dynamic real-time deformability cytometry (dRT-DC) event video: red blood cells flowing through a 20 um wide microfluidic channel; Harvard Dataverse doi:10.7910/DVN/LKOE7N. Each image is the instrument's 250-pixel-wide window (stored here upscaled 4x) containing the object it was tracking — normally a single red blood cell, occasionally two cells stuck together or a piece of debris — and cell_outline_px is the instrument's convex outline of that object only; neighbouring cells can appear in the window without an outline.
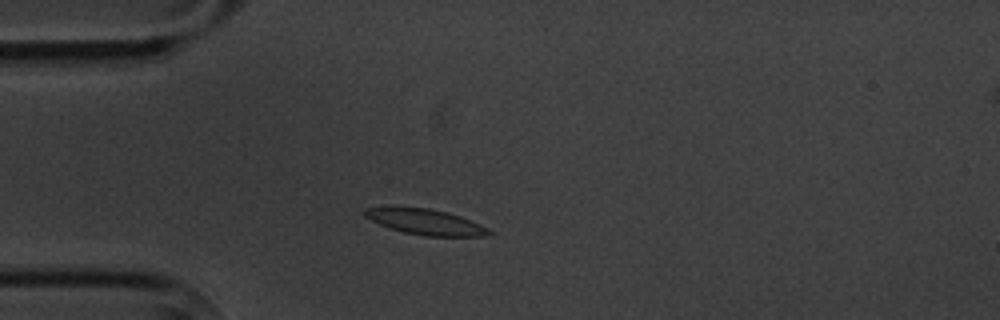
{"species": "common noctule bat (a hibernating species)", "species_latin": "Nyctalus noctula", "temperature_condition": "cold", "stored_images_in_passage": 3, "camera_frame_rate_fps": 3000, "um_per_image_px": 0.085, "animal": {"sex": "male", "body_mass_g": 20.1, "forearm_length_mm": 53.5}, "frame": {"image": 1, "passage_image": 3, "time_ms": 2.333, "image_size_px": [1000, 320], "cell_outline_px": [[492, 232], [484, 236], [424, 236], [404, 232], [380, 224], [364, 216], [364, 208], [428, 208], [460, 216], [480, 224], [488, 228]], "centroid_in_image_um": [36.2, 18.88], "position_along_channel_um": 48.8, "area_um2": 17.92}}